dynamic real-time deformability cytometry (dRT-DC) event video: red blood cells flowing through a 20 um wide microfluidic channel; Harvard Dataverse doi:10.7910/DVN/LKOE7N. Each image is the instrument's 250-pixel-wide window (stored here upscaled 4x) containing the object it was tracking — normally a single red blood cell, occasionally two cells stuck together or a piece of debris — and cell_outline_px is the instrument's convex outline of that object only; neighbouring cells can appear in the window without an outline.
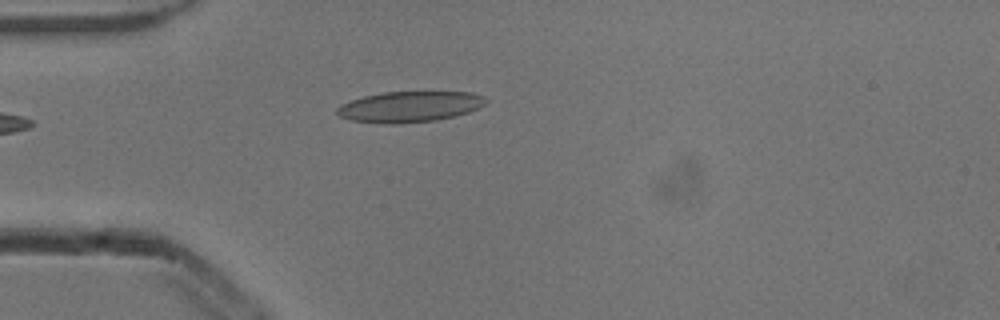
{"species": "common noctule bat (a hibernating species)", "species_latin": "Nyctalus noctula", "temperature_condition": "cold", "stored_images_in_passage": 3, "camera_frame_rate_fps": 3000, "um_per_image_px": 0.085, "animal": {"sex": "male", "body_mass_g": 13.3}, "frame": {"image": 1, "passage_image": 2, "time_ms": 0.333, "image_size_px": [1000, 320], "cell_outline_px": [[488, 100], [484, 104], [468, 112], [436, 120], [396, 124], [380, 124], [352, 120], [340, 116], [336, 112], [336, 108], [340, 104], [364, 96], [384, 92], [472, 92], [484, 96]], "centroid_in_image_um": [34.79, 9.07], "position_along_channel_um": 50.2, "area_um2": 26.59}}